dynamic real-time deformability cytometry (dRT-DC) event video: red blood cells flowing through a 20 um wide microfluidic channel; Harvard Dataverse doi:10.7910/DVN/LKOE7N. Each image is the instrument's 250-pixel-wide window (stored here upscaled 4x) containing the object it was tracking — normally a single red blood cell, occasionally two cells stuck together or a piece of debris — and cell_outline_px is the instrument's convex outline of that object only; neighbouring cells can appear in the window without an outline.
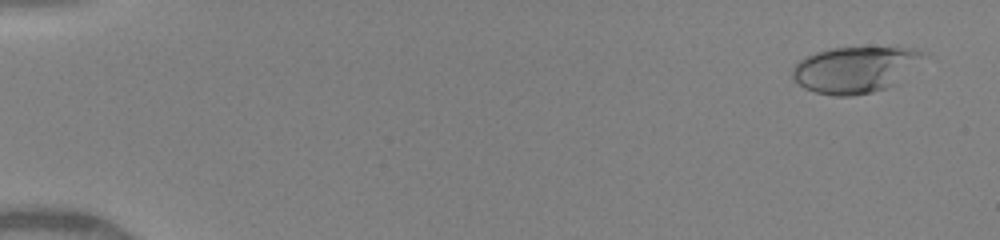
{"species": "human", "species_latin": "Homo sapiens", "temperature_condition": "warm", "stored_images_in_passage": 9, "camera_frame_rate_fps": 3000, "um_per_image_px": 0.085, "donor": {"sex": "female"}, "frame": {"image": 1, "passage_image": 1, "time_ms": 0.0, "image_size_px": [1000, 240], "cell_outline_px": [[928, 56], [888, 88], [872, 92], [852, 96], [832, 96], [816, 92], [804, 88], [792, 80], [792, 68], [800, 60], [816, 52], [832, 48], [916, 48], [928, 52]], "centroid_in_image_um": [72.68, 5.92], "position_along_channel_um": 12.3, "area_um2": 35.2}}